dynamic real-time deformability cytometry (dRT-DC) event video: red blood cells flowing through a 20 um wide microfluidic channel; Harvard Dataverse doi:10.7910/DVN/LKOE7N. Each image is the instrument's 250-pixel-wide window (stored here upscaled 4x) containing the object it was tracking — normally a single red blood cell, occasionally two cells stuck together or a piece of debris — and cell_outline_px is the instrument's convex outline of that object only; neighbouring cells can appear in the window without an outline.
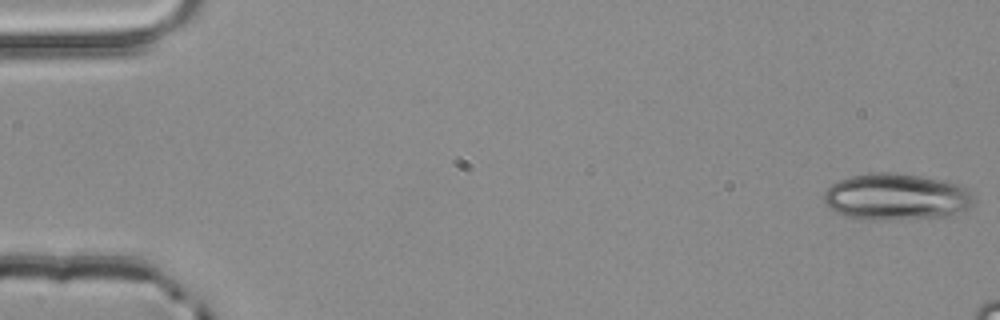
{"species": "common noctule bat (a hibernating species)", "species_latin": "Nyctalus noctula", "temperature_condition": "room temperature", "stored_images_in_passage": 4, "camera_frame_rate_fps": 3000, "um_per_image_px": 0.085, "animal": {"sex": "male", "body_mass_g": 20.4}, "frame": {"image": 1, "passage_image": 1, "time_ms": 0.0, "image_size_px": [1000, 320], "cell_outline_px": [[976, 196], [972, 204], [948, 216], [896, 220], [868, 220], [844, 216], [828, 208], [824, 200], [824, 192], [832, 184], [840, 180], [852, 176], [868, 172], [896, 172], [944, 180], [968, 188]], "centroid_in_image_um": [76.16, 16.73], "position_along_channel_um": 8.8, "area_um2": 41.04}}